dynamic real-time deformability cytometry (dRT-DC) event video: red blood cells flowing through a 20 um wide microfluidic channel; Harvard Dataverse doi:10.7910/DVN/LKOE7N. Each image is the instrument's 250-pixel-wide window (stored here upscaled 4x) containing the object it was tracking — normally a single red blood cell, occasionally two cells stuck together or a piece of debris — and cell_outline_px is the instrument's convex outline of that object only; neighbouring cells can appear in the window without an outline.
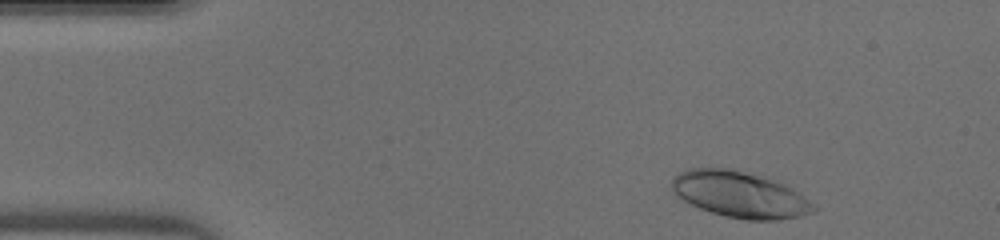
{"species": "human", "species_latin": "Homo sapiens", "temperature_condition": "warm", "stored_images_in_passage": 42, "camera_frame_rate_fps": 3000, "um_per_image_px": 0.085, "donor": {"sex": "male"}, "frame": {"image": 1, "passage_image": 2, "time_ms": 0.333, "image_size_px": [1000, 240], "cell_outline_px": [[816, 212], [800, 216], [776, 220], [748, 220], [724, 216], [688, 204], [676, 196], [672, 192], [672, 180], [680, 172], [692, 168], [724, 168], [744, 172], [760, 176], [784, 184], [792, 188], [816, 204]], "centroid_in_image_um": [62.9, 16.56], "position_along_channel_um": 22.1, "area_um2": 38.03}}
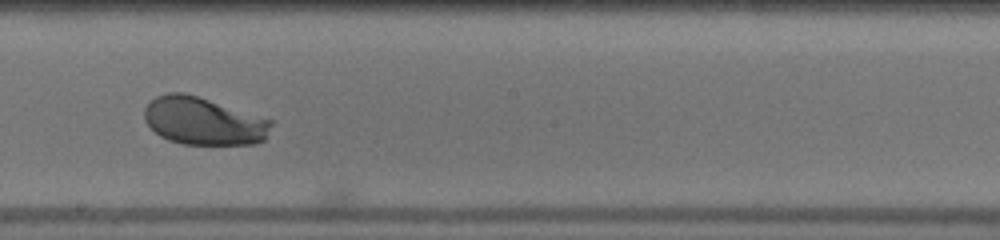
{"frame": {"image": 2, "passage_image": 22, "time_ms": 7.0, "image_size_px": [1000, 240], "cell_outline_px": [[272, 124], [264, 140], [256, 144], [184, 144], [168, 140], [160, 136], [144, 120], [144, 108], [156, 96], [168, 92], [184, 92], [272, 120]], "centroid_in_image_um": [17.27, 10.29], "position_along_channel_um": 230.9, "area_um2": 34.91}}
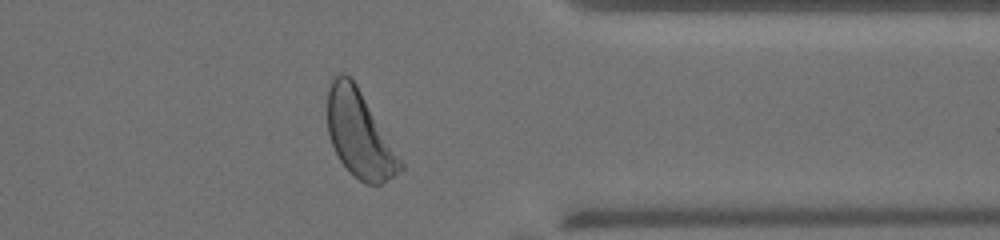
{"frame": {"image": 3, "passage_image": 33, "time_ms": 10.667, "image_size_px": [1000, 240], "cell_outline_px": [[404, 168], [380, 184], [368, 184], [360, 180], [340, 160], [332, 144], [328, 132], [328, 88], [332, 80], [340, 72], [344, 72], [356, 84], [404, 164]], "centroid_in_image_um": [30.55, 11.39], "position_along_channel_um": 380.9, "area_um2": 35.66}}